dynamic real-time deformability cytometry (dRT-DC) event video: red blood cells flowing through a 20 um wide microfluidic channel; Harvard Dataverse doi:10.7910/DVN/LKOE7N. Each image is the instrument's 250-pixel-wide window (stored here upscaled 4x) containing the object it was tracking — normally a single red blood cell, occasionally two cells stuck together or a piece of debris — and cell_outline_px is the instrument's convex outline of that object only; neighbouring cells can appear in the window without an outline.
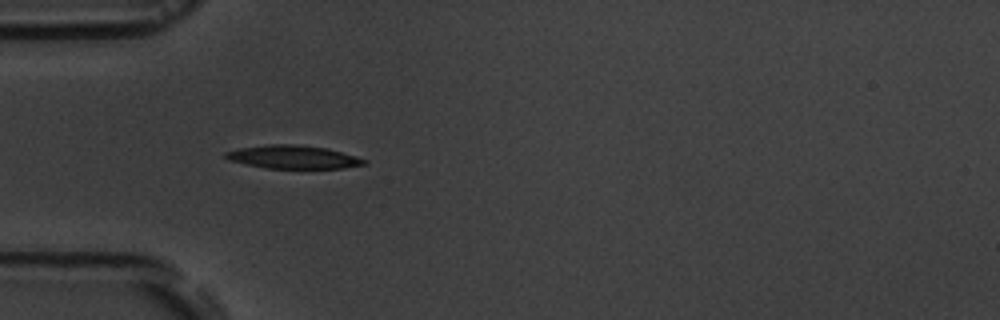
{"species": "common noctule bat (a hibernating species)", "species_latin": "Nyctalus noctula", "temperature_condition": "room temperature", "stored_images_in_passage": 8, "camera_frame_rate_fps": 3000, "um_per_image_px": 0.085, "animal": {"sex": "male", "body_mass_g": 19.5, "forearm_length_mm": 54.6}, "frame": {"image": 1, "passage_image": 5, "time_ms": 4.667, "image_size_px": [1000, 320], "cell_outline_px": [[368, 164], [344, 168], [268, 168], [228, 160], [224, 156], [224, 152], [240, 148], [268, 144], [292, 144], [328, 148], [368, 160]], "centroid_in_image_um": [24.95, 13.34], "position_along_channel_um": 60.1, "area_um2": 18.67}}
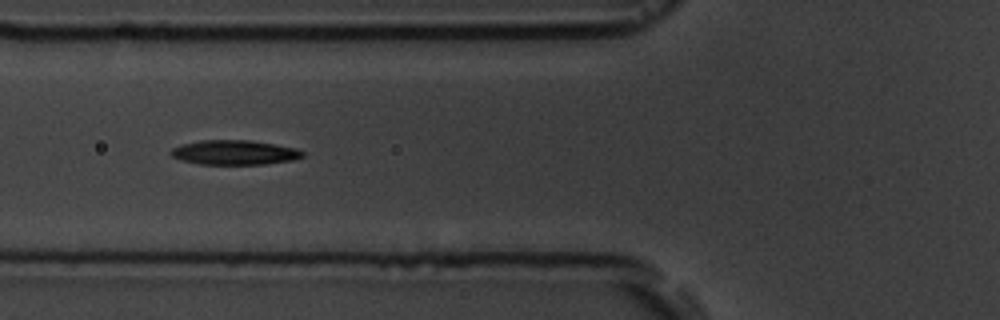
{"frame": {"image": 2, "passage_image": 6, "time_ms": 6.0, "image_size_px": [1000, 320], "cell_outline_px": [[304, 156], [292, 160], [264, 164], [200, 164], [184, 160], [172, 156], [168, 152], [172, 148], [184, 144], [200, 140], [248, 140], [296, 148], [304, 152]], "centroid_in_image_um": [19.93, 12.96], "position_along_channel_um": 105.9, "area_um2": 18.61}}
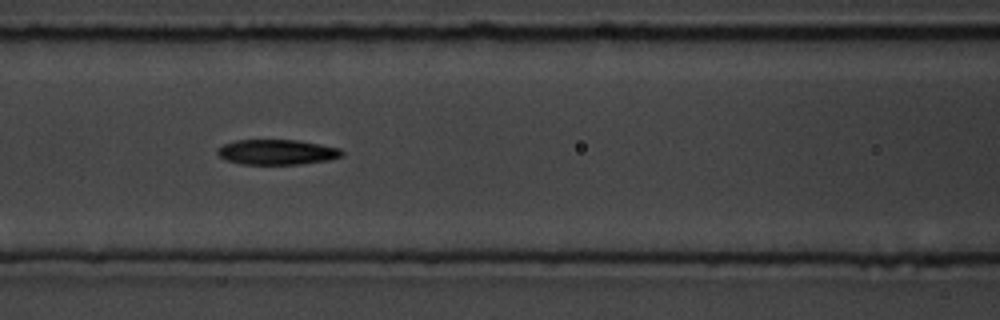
{"frame": {"image": 3, "passage_image": 7, "time_ms": 7.0, "image_size_px": [1000, 320], "cell_outline_px": [[344, 152], [340, 156], [328, 160], [300, 164], [240, 164], [228, 160], [220, 156], [216, 152], [224, 144], [236, 140], [296, 140], [320, 144], [340, 148]], "centroid_in_image_um": [23.55, 12.92], "position_along_channel_um": 143.0, "area_um2": 18.03}}